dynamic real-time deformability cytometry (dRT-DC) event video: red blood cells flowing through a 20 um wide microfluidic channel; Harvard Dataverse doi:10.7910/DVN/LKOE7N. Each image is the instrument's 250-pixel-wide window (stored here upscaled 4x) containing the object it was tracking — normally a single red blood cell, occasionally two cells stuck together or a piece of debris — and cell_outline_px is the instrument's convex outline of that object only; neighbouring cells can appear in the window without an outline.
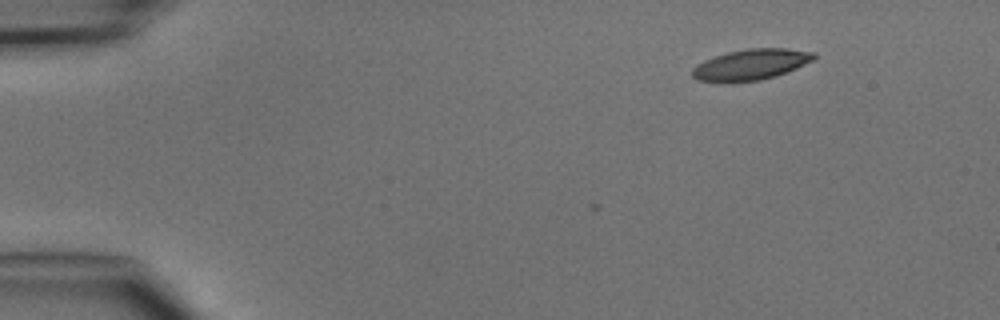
{"species": "common noctule bat (a hibernating species)", "species_latin": "Nyctalus noctula", "temperature_condition": "cold", "stored_images_in_passage": 3, "camera_frame_rate_fps": 3000, "um_per_image_px": 0.085, "animal": {"sex": "male", "body_mass_g": 15.6}, "frame": {"image": 1, "passage_image": 1, "time_ms": 0.0, "image_size_px": [1000, 320], "cell_outline_px": [[816, 56], [812, 60], [796, 68], [776, 76], [760, 80], [728, 84], [696, 80], [692, 76], [692, 68], [696, 64], [704, 60], [728, 52], [748, 48], [788, 48], [816, 52]], "centroid_in_image_um": [63.78, 5.51], "position_along_channel_um": 21.2, "area_um2": 22.25}}